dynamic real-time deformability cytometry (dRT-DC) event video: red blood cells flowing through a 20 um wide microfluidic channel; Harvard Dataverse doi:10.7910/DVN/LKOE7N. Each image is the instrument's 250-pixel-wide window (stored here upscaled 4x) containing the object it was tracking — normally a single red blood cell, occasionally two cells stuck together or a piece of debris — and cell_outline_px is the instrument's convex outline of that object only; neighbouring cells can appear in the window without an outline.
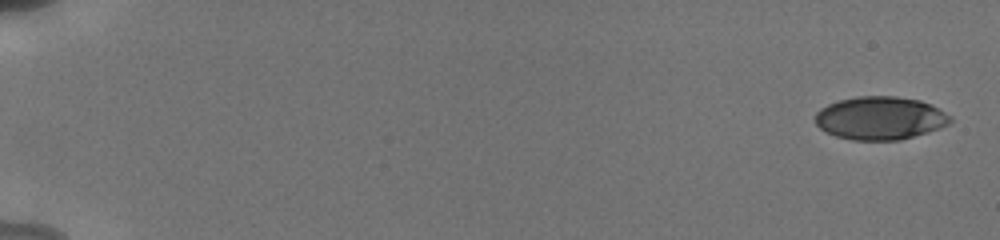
{"species": "human", "species_latin": "Homo sapiens", "temperature_condition": "cold", "stored_images_in_passage": 35, "camera_frame_rate_fps": 3000, "um_per_image_px": 0.085, "donor": {"sex": "male"}, "frame": {"image": 1, "passage_image": 1, "time_ms": 0.0, "image_size_px": [1000, 240], "cell_outline_px": [[952, 120], [948, 124], [928, 132], [900, 140], [852, 140], [836, 136], [820, 128], [816, 124], [816, 112], [820, 108], [828, 104], [840, 100], [856, 96], [896, 96], [920, 100], [932, 104], [952, 116]], "centroid_in_image_um": [74.83, 10.03], "position_along_channel_um": 10.2, "area_um2": 33.99}}
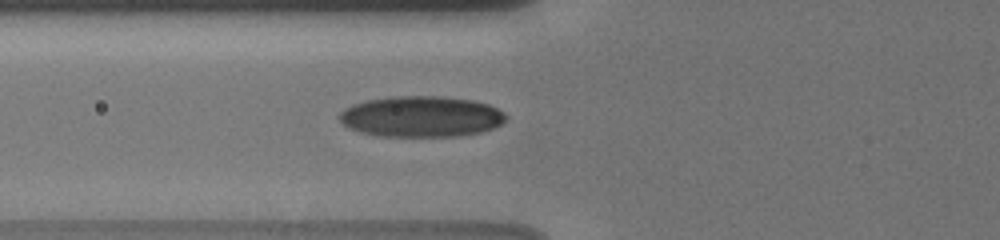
{"frame": {"image": 2, "passage_image": 28, "time_ms": 7.0, "image_size_px": [1000, 240], "cell_outline_px": [[508, 120], [492, 128], [480, 132], [456, 136], [376, 136], [360, 132], [348, 128], [340, 120], [340, 112], [344, 108], [352, 104], [368, 100], [400, 96], [440, 96], [472, 100], [488, 104], [504, 112], [508, 116]], "centroid_in_image_um": [35.81, 9.91], "position_along_channel_um": 90.0, "area_um2": 39.65}}
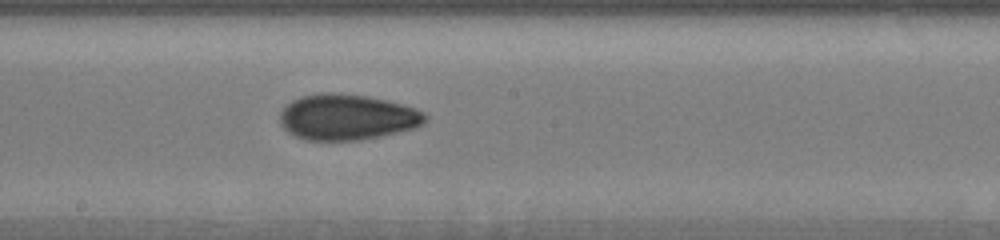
{"frame": {"image": 3, "passage_image": 35, "time_ms": 10.333, "image_size_px": [1000, 240], "cell_outline_px": [[428, 120], [424, 124], [416, 128], [380, 136], [360, 140], [304, 140], [288, 132], [280, 124], [280, 112], [292, 100], [300, 96], [320, 92], [336, 92], [368, 96], [388, 100], [416, 108], [424, 112], [428, 116]], "centroid_in_image_um": [29.53, 9.94], "position_along_channel_um": 218.7, "area_um2": 39.19}}